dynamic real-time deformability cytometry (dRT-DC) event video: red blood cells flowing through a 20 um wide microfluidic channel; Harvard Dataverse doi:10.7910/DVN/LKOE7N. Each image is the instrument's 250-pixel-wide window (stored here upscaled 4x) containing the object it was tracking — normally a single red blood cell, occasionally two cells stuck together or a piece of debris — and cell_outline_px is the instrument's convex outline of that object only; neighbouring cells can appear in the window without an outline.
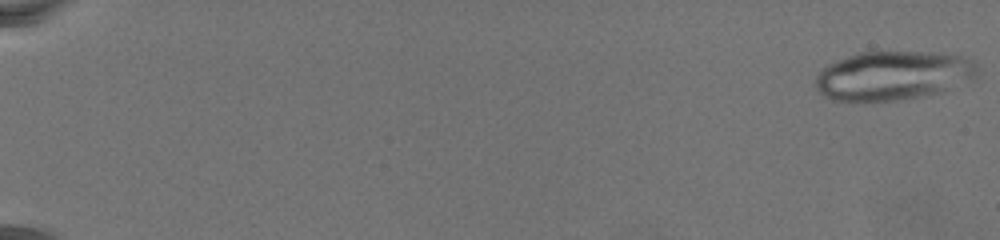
{"species": "common noctule bat (a hibernating species)", "species_latin": "Nyctalus noctula", "temperature_condition": "warm", "stored_images_in_passage": 37, "camera_frame_rate_fps": 3000, "um_per_image_px": 0.085, "animal": {"sex": "female", "body_mass_g": 19.5, "forearm_length_mm": 54.1}, "frame": {"image": 1, "passage_image": 1, "time_ms": 0.0, "image_size_px": [1000, 240], "cell_outline_px": [[976, 76], [940, 92], [924, 96], [896, 100], [832, 100], [824, 96], [816, 88], [816, 76], [828, 64], [848, 56], [860, 52], [928, 52], [960, 56], [976, 60]], "centroid_in_image_um": [75.89, 6.41], "position_along_channel_um": 9.1, "area_um2": 45.6}}